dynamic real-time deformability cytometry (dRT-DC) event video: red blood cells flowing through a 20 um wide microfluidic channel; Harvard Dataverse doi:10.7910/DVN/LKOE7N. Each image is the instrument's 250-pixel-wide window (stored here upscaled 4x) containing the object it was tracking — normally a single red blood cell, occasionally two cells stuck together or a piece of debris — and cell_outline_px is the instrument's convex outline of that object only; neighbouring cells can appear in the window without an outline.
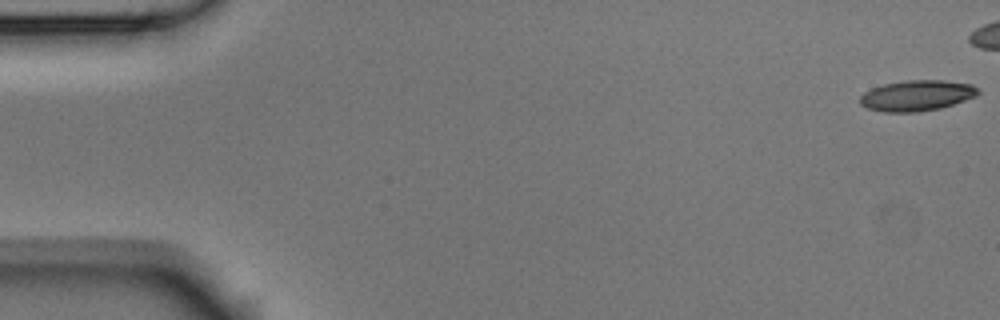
{"species": "Egyptian fruit bat (a non-hibernating species)", "species_latin": "Rousettus aegyptiacus", "temperature_condition": "room temperature", "stored_images_in_passage": 6, "camera_frame_rate_fps": 3000, "um_per_image_px": 0.085, "animal": {"sex": "male"}, "frame": {"image": 1, "passage_image": 1, "time_ms": 0.0, "image_size_px": [1000, 320], "cell_outline_px": [[980, 92], [976, 96], [940, 108], [916, 112], [884, 112], [868, 108], [860, 104], [860, 96], [864, 92], [872, 88], [884, 84], [904, 80], [944, 80], [972, 84]], "centroid_in_image_um": [77.91, 8.11], "position_along_channel_um": 7.1, "area_um2": 21.04}}
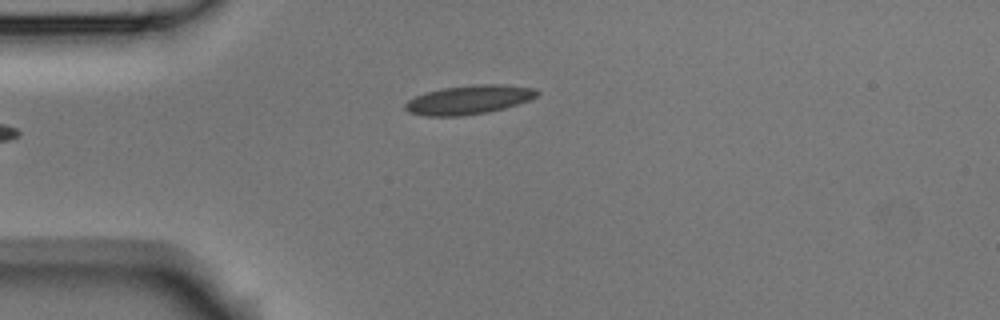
{"frame": {"image": 2, "passage_image": 6, "time_ms": 1.667, "image_size_px": [1000, 320], "cell_outline_px": [[540, 92], [536, 96], [528, 100], [504, 108], [488, 112], [460, 116], [424, 116], [408, 112], [404, 108], [404, 104], [408, 100], [416, 96], [440, 88], [476, 84], [500, 84], [536, 88]], "centroid_in_image_um": [39.83, 8.47], "position_along_channel_um": 45.2, "area_um2": 22.25}}